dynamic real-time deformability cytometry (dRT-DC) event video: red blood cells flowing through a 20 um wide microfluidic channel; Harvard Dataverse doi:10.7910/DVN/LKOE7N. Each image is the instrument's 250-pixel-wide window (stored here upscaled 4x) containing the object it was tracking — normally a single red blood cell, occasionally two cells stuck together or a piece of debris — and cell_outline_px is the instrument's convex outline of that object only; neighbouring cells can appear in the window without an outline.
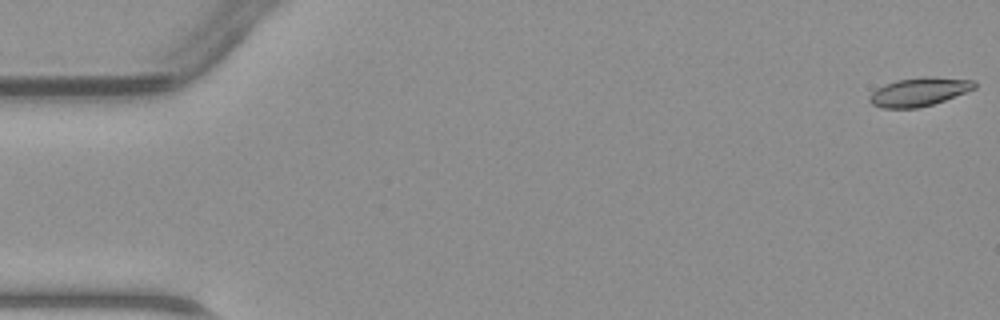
{"species": "common noctule bat (a hibernating species)", "species_latin": "Nyctalus noctula", "temperature_condition": "warm", "stored_images_in_passage": 47, "camera_frame_rate_fps": 3000, "um_per_image_px": 0.085, "animal": {"sex": "male", "body_mass_g": 23.1, "forearm_length_mm": 52.7}, "frame": {"image": 1, "passage_image": 1, "time_ms": 0.0, "image_size_px": [1000, 320], "cell_outline_px": [[976, 88], [944, 100], [932, 104], [916, 108], [880, 108], [872, 104], [868, 100], [868, 96], [876, 88], [884, 84], [896, 80], [924, 76], [928, 76], [976, 80]], "centroid_in_image_um": [78.09, 7.79], "position_along_channel_um": 6.9, "area_um2": 17.57}}
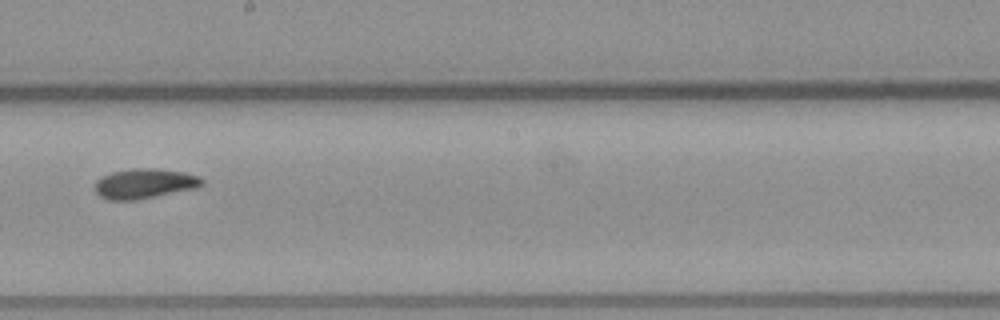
{"frame": {"image": 2, "passage_image": 27, "time_ms": 8.667, "image_size_px": [1000, 320], "cell_outline_px": [[204, 184], [196, 188], [136, 200], [108, 200], [100, 196], [96, 192], [96, 180], [100, 176], [112, 172], [132, 168], [156, 168], [184, 172], [200, 176], [204, 180]], "centroid_in_image_um": [12.29, 15.59], "position_along_channel_um": 235.9, "area_um2": 18.79}}
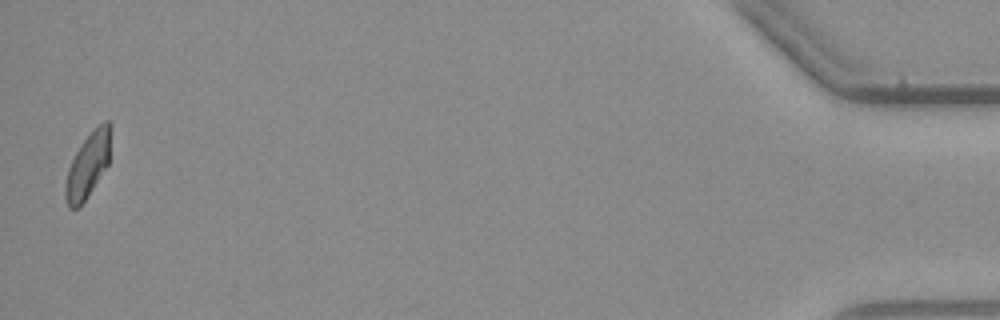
{"frame": {"image": 3, "passage_image": 47, "time_ms": 15.333, "image_size_px": [1000, 320], "cell_outline_px": [[112, 128], [108, 164], [88, 196], [80, 208], [68, 208], [64, 196], [64, 188], [68, 168], [76, 152], [92, 128], [96, 124], [104, 120], [108, 120], [112, 124]], "centroid_in_image_um": [7.48, 14.0], "position_along_channel_um": 427.7, "area_um2": 17.51}}